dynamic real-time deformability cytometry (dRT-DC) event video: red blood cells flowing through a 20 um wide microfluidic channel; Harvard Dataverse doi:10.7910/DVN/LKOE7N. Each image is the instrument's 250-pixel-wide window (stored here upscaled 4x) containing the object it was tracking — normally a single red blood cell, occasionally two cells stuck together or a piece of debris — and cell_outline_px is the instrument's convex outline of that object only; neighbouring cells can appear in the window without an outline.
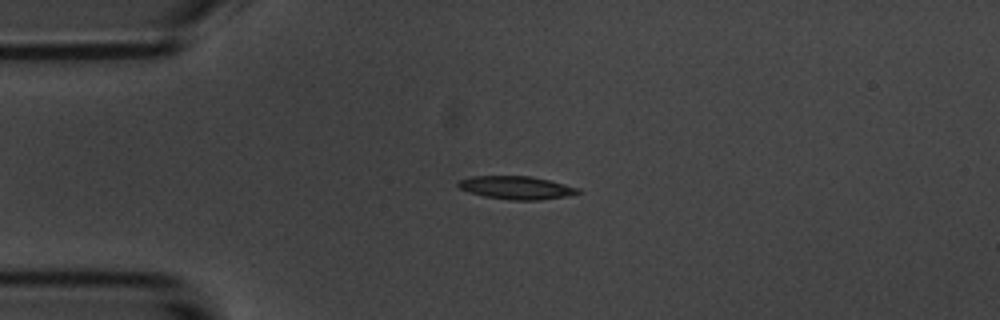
{"species": "common noctule bat (a hibernating species)", "species_latin": "Nyctalus noctula", "temperature_condition": "room temperature", "stored_images_in_passage": 42, "camera_frame_rate_fps": 3000, "um_per_image_px": 0.085, "animal": {"sex": "male", "body_mass_g": 20.1, "forearm_length_mm": 53.5}, "frame": {"image": 1, "passage_image": 1, "time_ms": 0.0, "image_size_px": [1000, 320], "cell_outline_px": [[584, 192], [568, 196], [540, 200], [512, 200], [484, 196], [468, 192], [460, 188], [456, 184], [460, 180], [468, 176], [532, 176], [580, 188]], "centroid_in_image_um": [43.91, 15.95], "position_along_channel_um": 41.1, "area_um2": 16.24}}
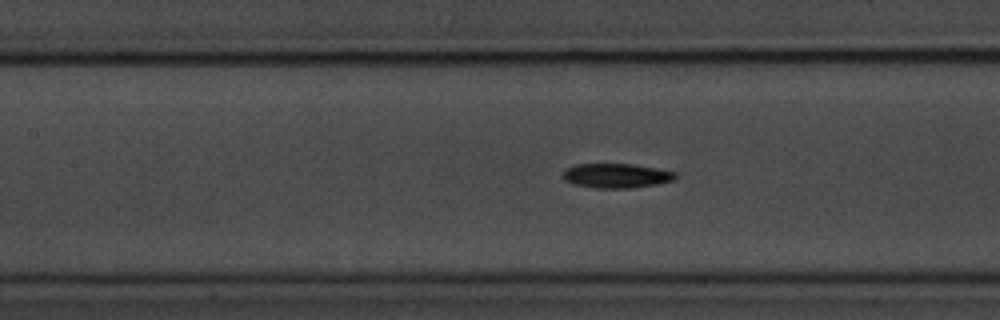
{"frame": {"image": 2, "passage_image": 12, "time_ms": 3.667, "image_size_px": [1000, 320], "cell_outline_px": [[680, 176], [676, 180], [656, 184], [628, 188], [596, 188], [572, 184], [564, 180], [564, 172], [568, 168], [576, 164], [632, 164], [656, 168], [676, 172]], "centroid_in_image_um": [52.44, 14.94], "position_along_channel_um": 155.0, "area_um2": 16.07}}
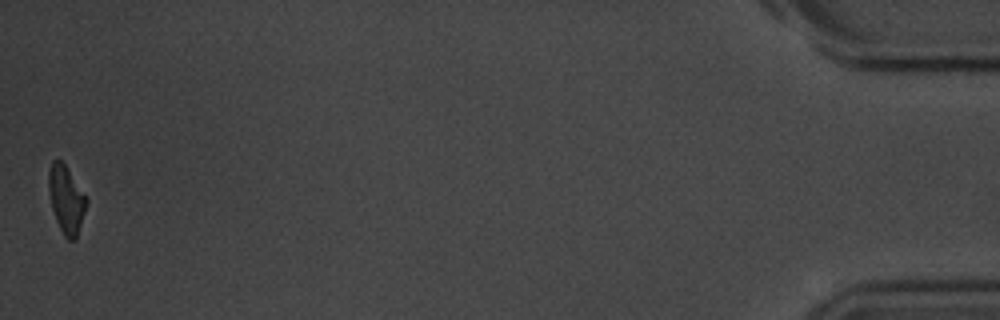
{"frame": {"image": 3, "passage_image": 42, "time_ms": 13.667, "image_size_px": [1000, 320], "cell_outline_px": [[88, 204], [76, 240], [68, 240], [64, 236], [56, 220], [52, 208], [48, 188], [48, 172], [52, 160], [60, 160], [64, 164], [88, 200]], "centroid_in_image_um": [5.63, 16.99], "position_along_channel_um": 429.6, "area_um2": 14.8}, "authors_computed_cell_mechanics": {"area_um2": 15.8661, "velocity_mm_per_s": 3.7008, "shape_relaxation_time_tau1_ms": 2.7593, "shape_relaxation_time_tau2_ms": null, "deformation_change_tau1": 0.1406, "deformation_change_tau2": null}}